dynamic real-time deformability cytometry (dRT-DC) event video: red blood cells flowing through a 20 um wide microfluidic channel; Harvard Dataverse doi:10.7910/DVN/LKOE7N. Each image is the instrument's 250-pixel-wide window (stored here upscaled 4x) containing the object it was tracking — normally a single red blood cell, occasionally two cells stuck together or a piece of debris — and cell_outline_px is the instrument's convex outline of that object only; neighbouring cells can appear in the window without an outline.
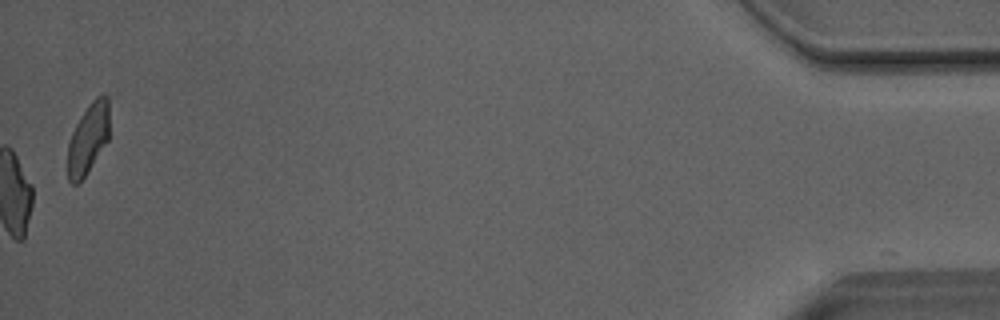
{"species": "Egyptian fruit bat (a non-hibernating species)", "species_latin": "Rousettus aegyptiacus", "temperature_condition": "room temperature", "stored_images_in_passage": 52, "camera_frame_rate_fps": 3000, "um_per_image_px": 0.085, "animal": {"sex": "male"}, "frame": {"image": 1, "passage_image": 52, "time_ms": 17.0, "image_size_px": [1000, 320], "cell_outline_px": [[108, 140], [84, 176], [76, 184], [72, 184], [68, 180], [68, 144], [72, 132], [76, 124], [92, 100], [96, 96], [108, 96]], "centroid_in_image_um": [7.48, 11.78], "position_along_channel_um": 427.7, "area_um2": 16.59}, "authors_computed_cell_mechanics": {"area_um2": 20.9236, "velocity_mm_per_s": 4.0626, "shape_relaxation_time_tau1_ms": null, "shape_relaxation_time_tau2_ms": 1.9864, "deformation_change_tau1": null, "deformation_change_tau2": 0.1016}}